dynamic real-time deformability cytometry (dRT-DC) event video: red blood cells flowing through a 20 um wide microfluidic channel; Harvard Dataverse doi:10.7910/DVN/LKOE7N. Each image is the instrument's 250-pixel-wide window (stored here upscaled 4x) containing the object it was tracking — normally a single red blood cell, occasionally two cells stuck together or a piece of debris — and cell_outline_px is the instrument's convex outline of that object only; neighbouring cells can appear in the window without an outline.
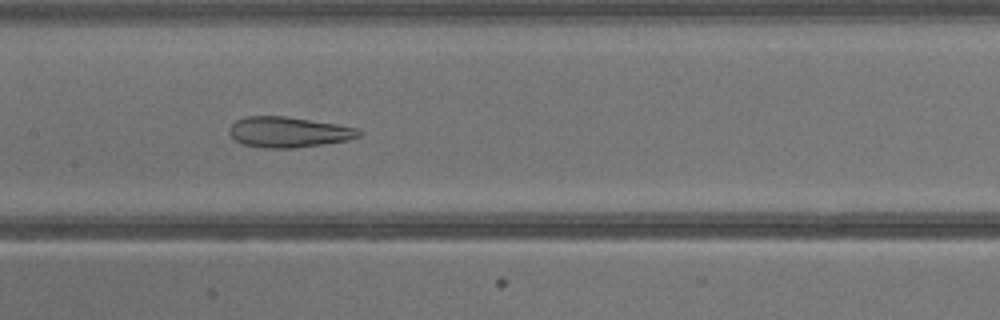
{"species": "common noctule bat (a hibernating species)", "species_latin": "Nyctalus noctula", "temperature_condition": "warm", "stored_images_in_passage": 40, "camera_frame_rate_fps": 3000, "um_per_image_px": 0.085, "animal": {"sex": "male", "body_mass_g": 13.3}, "frame": {"image": 1, "passage_image": 20, "time_ms": 6.333, "image_size_px": [1000, 320], "cell_outline_px": [[364, 132], [360, 136], [348, 140], [292, 148], [264, 148], [244, 144], [236, 140], [228, 132], [228, 128], [236, 120], [248, 116], [284, 116], [336, 124], [356, 128]], "centroid_in_image_um": [24.51, 11.22], "position_along_channel_um": 182.9, "area_um2": 22.83}}
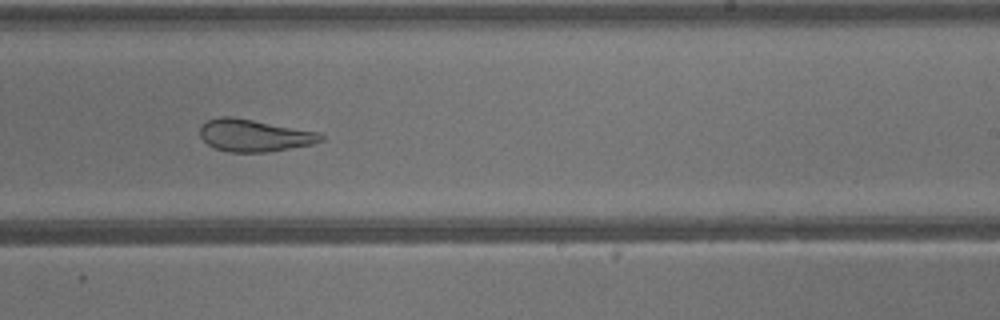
{"frame": {"image": 2, "passage_image": 25, "time_ms": 8.0, "image_size_px": [1000, 320], "cell_outline_px": [[324, 140], [312, 144], [268, 152], [228, 152], [216, 148], [208, 144], [200, 136], [200, 124], [208, 120], [220, 116], [232, 116], [320, 132], [324, 136]], "centroid_in_image_um": [21.61, 11.5], "position_along_channel_um": 267.4, "area_um2": 22.77}}
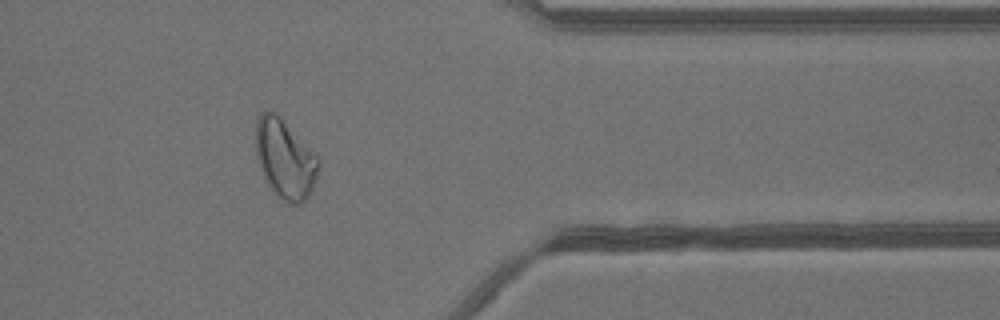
{"frame": {"image": 3, "passage_image": 33, "time_ms": 10.667, "image_size_px": [1000, 320], "cell_outline_px": [[320, 164], [312, 192], [300, 204], [288, 204], [276, 196], [268, 184], [264, 176], [256, 156], [256, 124], [260, 112], [272, 112], [280, 116], [320, 160]], "centroid_in_image_um": [24.23, 13.55], "position_along_channel_um": 387.2, "area_um2": 28.67}}